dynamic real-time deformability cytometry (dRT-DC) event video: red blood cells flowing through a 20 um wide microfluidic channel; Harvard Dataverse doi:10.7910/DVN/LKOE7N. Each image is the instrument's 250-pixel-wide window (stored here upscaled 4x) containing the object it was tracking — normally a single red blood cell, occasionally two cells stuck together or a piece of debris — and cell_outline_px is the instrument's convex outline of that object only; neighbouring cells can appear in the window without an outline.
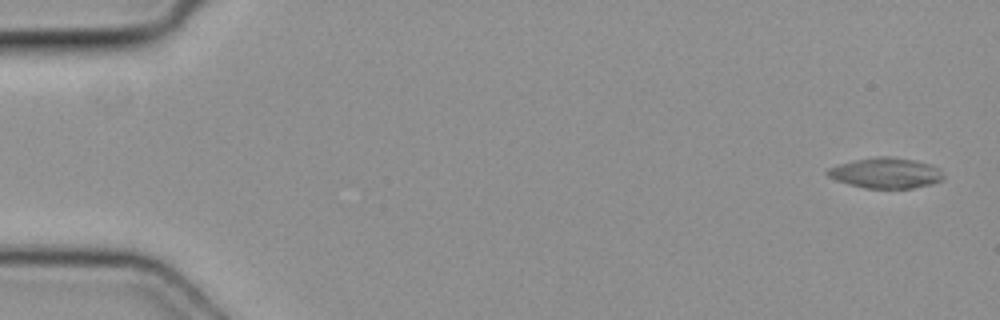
{"species": "common noctule bat (a hibernating species)", "species_latin": "Nyctalus noctula", "temperature_condition": "cold", "stored_images_in_passage": 10, "camera_frame_rate_fps": 3000, "um_per_image_px": 0.085, "animal": {"sex": "female", "body_mass_g": 19.3, "forearm_length_mm": 54.1}, "frame": {"image": 1, "passage_image": 1, "time_ms": 0.0, "image_size_px": [1000, 320], "cell_outline_px": [[944, 176], [940, 180], [932, 184], [912, 188], [864, 188], [848, 184], [836, 180], [828, 176], [824, 172], [828, 168], [840, 164], [856, 160], [880, 156], [888, 156], [912, 160], [928, 164], [940, 168]], "centroid_in_image_um": [75.28, 14.71], "position_along_channel_um": 9.7, "area_um2": 20.4}}